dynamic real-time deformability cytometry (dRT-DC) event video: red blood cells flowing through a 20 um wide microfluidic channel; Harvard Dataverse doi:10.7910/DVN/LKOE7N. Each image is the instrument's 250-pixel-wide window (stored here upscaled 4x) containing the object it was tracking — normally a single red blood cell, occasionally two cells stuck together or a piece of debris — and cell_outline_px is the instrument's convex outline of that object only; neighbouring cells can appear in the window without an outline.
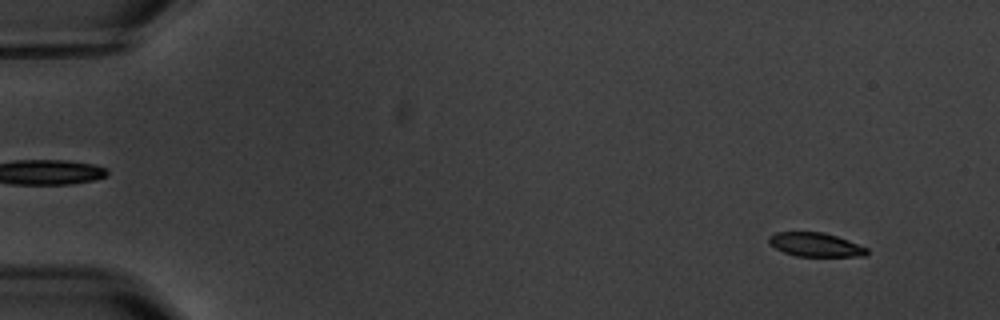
{"species": "common noctule bat (a hibernating species)", "species_latin": "Nyctalus noctula", "temperature_condition": "warm", "stored_images_in_passage": 4, "camera_frame_rate_fps": 3000, "um_per_image_px": 0.085, "animal": {"sex": "male", "body_mass_g": 20.1, "forearm_length_mm": 53.5}, "frame": {"image": 1, "passage_image": 1, "time_ms": 0.0, "image_size_px": [1000, 320], "cell_outline_px": [[868, 252], [864, 256], [796, 256], [784, 252], [776, 248], [768, 240], [768, 236], [776, 232], [824, 232], [848, 240], [868, 248]], "centroid_in_image_um": [69.32, 20.79], "position_along_channel_um": 15.7, "area_um2": 13.53}}